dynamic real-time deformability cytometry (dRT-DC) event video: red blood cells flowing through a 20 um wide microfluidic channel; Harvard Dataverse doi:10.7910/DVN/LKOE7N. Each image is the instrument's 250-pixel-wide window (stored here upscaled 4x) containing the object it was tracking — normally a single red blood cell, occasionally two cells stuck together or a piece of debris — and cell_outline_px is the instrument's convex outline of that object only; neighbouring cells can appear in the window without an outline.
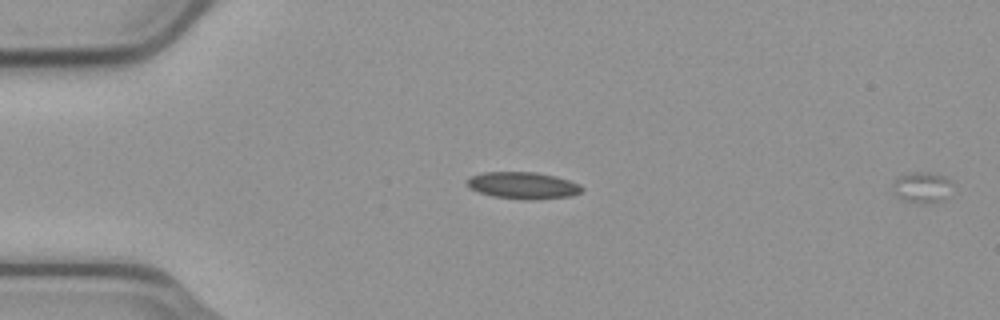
{"species": "common noctule bat (a hibernating species)", "species_latin": "Nyctalus noctula", "temperature_condition": "cold", "stored_images_in_passage": 13, "segment_of_instrument_passage": [2, 2], "camera_frame_rate_fps": 3000, "um_per_image_px": 0.085, "animal": {"sex": "male", "body_mass_g": 23.1, "forearm_length_mm": 52.7}, "frame": {"image": 1, "passage_image": 13, "time_ms": 4.0, "image_size_px": [1000, 320], "cell_outline_px": [[952, 184], [944, 200], [928, 204], [920, 204], [904, 200], [896, 196], [892, 184], [896, 176], [908, 172], [936, 172], [952, 180]], "centroid_in_image_um": [78.36, 15.91], "position_along_channel_um": 6.6, "area_um2": 11.1}}